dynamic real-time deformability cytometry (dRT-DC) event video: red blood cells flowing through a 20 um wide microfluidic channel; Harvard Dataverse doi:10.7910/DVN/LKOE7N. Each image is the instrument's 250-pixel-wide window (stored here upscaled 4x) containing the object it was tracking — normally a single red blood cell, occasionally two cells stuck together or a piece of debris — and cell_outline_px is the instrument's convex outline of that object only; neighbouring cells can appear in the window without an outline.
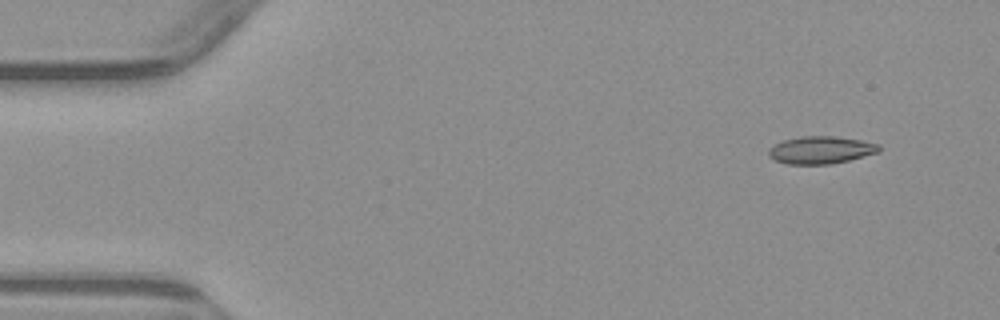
{"species": "common noctule bat (a hibernating species)", "species_latin": "Nyctalus noctula", "temperature_condition": "warm", "stored_images_in_passage": 4, "camera_frame_rate_fps": 3000, "um_per_image_px": 0.085, "animal": {"sex": "male", "body_mass_g": 23.1, "forearm_length_mm": 52.7}, "frame": {"image": 1, "passage_image": 1, "time_ms": 0.0, "image_size_px": [1000, 320], "cell_outline_px": [[880, 152], [832, 164], [788, 164], [776, 160], [768, 156], [768, 148], [784, 140], [800, 136], [836, 136], [860, 140], [880, 144]], "centroid_in_image_um": [69.78, 12.74], "position_along_channel_um": 15.2, "area_um2": 17.69}}